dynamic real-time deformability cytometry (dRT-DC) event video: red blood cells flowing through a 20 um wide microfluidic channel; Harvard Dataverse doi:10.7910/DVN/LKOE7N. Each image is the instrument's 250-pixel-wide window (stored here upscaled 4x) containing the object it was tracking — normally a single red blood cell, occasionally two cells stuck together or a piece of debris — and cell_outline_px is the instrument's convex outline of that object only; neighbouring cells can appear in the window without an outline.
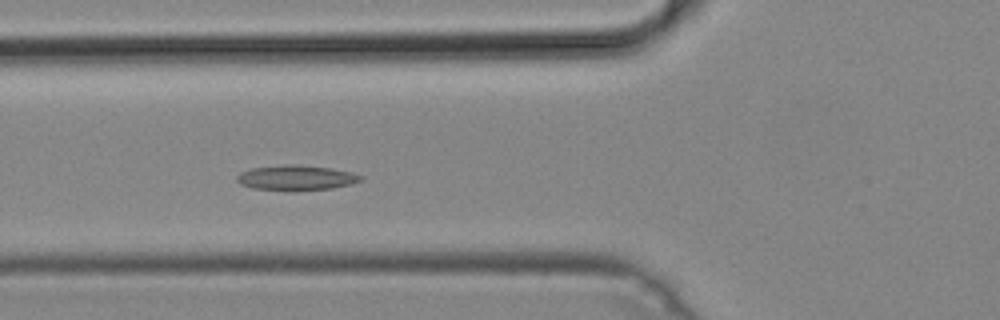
{"species": "common noctule bat (a hibernating species)", "species_latin": "Nyctalus noctula", "temperature_condition": "cold", "stored_images_in_passage": 49, "camera_frame_rate_fps": 3000, "um_per_image_px": 0.085, "animal": {"sex": "male", "body_mass_g": 19.2, "forearm_length_mm": 51.8}, "frame": {"image": 1, "passage_image": 17, "time_ms": 5.333, "image_size_px": [1000, 320], "cell_outline_px": [[364, 180], [352, 184], [332, 188], [292, 192], [288, 192], [252, 188], [240, 184], [236, 180], [236, 176], [240, 172], [252, 168], [284, 164], [292, 164], [328, 168], [352, 172], [364, 176]], "centroid_in_image_um": [25.17, 15.13], "position_along_channel_um": 100.6, "area_um2": 18.55}}
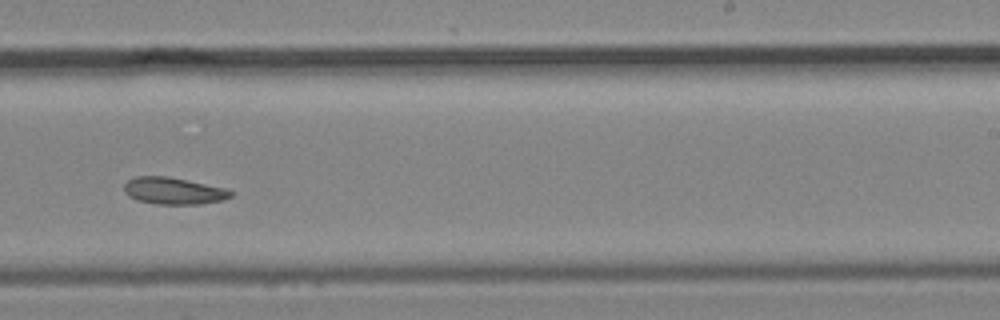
{"frame": {"image": 2, "passage_image": 30, "time_ms": 9.667, "image_size_px": [1000, 320], "cell_outline_px": [[232, 196], [224, 200], [200, 204], [156, 204], [136, 200], [128, 196], [124, 192], [124, 184], [128, 180], [136, 176], [168, 176], [224, 188], [232, 192]], "centroid_in_image_um": [14.71, 16.23], "position_along_channel_um": 274.3, "area_um2": 16.7}}
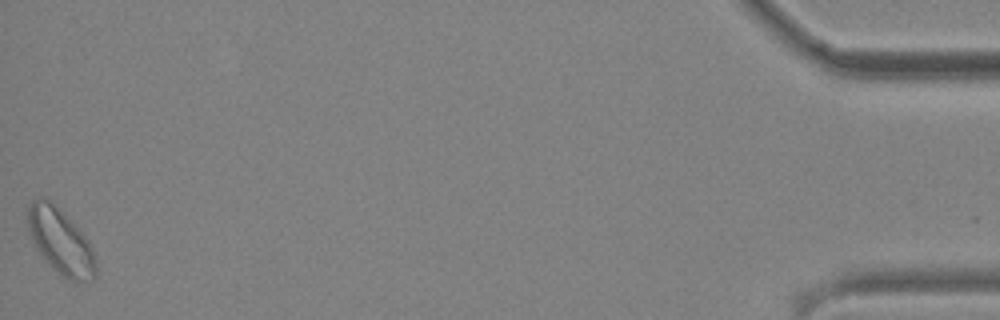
{"frame": {"image": 3, "passage_image": 49, "time_ms": 16.0, "image_size_px": [1000, 320], "cell_outline_px": [[96, 280], [76, 284], [60, 276], [44, 260], [36, 248], [28, 232], [24, 212], [28, 204], [36, 196], [48, 196], [52, 200], [88, 240], [92, 248], [96, 264]], "centroid_in_image_um": [5.1, 20.51], "position_along_channel_um": 430.1, "area_um2": 27.11}}